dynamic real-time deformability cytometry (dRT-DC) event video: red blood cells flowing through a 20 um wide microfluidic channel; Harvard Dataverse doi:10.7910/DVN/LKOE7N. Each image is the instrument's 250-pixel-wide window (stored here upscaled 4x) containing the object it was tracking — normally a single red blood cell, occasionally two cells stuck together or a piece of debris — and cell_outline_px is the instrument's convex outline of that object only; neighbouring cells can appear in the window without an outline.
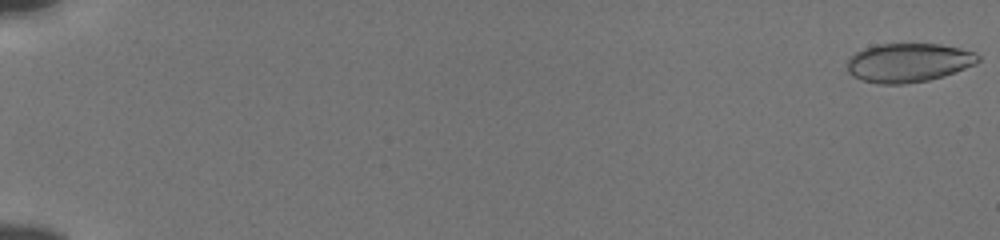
{"species": "human", "species_latin": "Homo sapiens", "temperature_condition": "cold", "stored_images_in_passage": 56, "camera_frame_rate_fps": 3000, "um_per_image_px": 0.085, "donor": {"sex": "male"}, "frame": {"image": 1, "passage_image": 1, "time_ms": 0.0, "image_size_px": [1000, 240], "cell_outline_px": [[980, 60], [976, 64], [944, 76], [928, 80], [904, 84], [880, 84], [860, 80], [852, 76], [848, 72], [848, 56], [864, 48], [880, 44], [940, 44], [960, 48], [976, 52], [980, 56]], "centroid_in_image_um": [77.22, 5.33], "position_along_channel_um": 7.8, "area_um2": 29.88}}
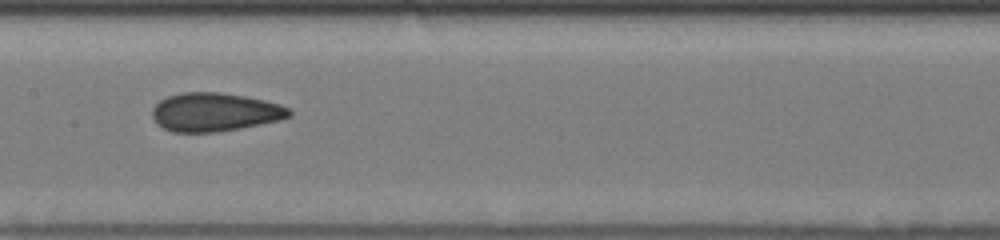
{"frame": {"image": 2, "passage_image": 31, "time_ms": 10.0, "image_size_px": [1000, 240], "cell_outline_px": [[292, 116], [280, 120], [220, 132], [172, 132], [156, 124], [152, 116], [152, 108], [160, 100], [168, 96], [184, 92], [220, 92], [244, 96], [264, 100], [280, 104], [288, 108], [292, 112]], "centroid_in_image_um": [18.25, 9.53], "position_along_channel_um": 189.2, "area_um2": 30.87}}
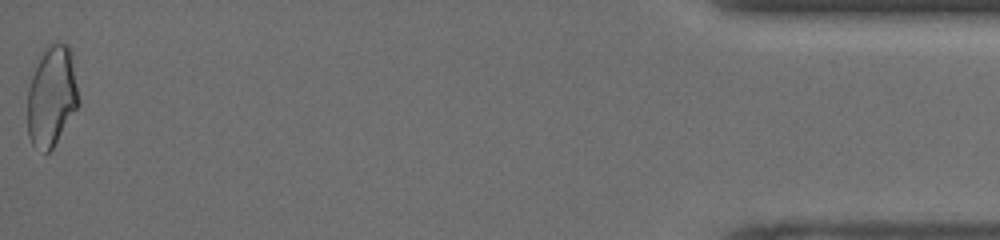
{"frame": {"image": 3, "passage_image": 56, "time_ms": 18.333, "image_size_px": [1000, 240], "cell_outline_px": [[80, 104], [52, 148], [48, 152], [44, 152], [32, 144], [28, 136], [28, 88], [32, 76], [40, 56], [44, 48], [48, 44], [68, 44], [72, 48], [80, 100]], "centroid_in_image_um": [4.43, 8.14], "position_along_channel_um": 430.8, "area_um2": 30.11}, "authors_computed_cell_mechanics": {"area_um2": 29.9404, "velocity_mm_per_s": 3.854, "shape_relaxation_time_tau1_ms": null, "shape_relaxation_time_tau2_ms": 1.6509, "deformation_change_tau1": null, "deformation_change_tau2": 0.0788}}